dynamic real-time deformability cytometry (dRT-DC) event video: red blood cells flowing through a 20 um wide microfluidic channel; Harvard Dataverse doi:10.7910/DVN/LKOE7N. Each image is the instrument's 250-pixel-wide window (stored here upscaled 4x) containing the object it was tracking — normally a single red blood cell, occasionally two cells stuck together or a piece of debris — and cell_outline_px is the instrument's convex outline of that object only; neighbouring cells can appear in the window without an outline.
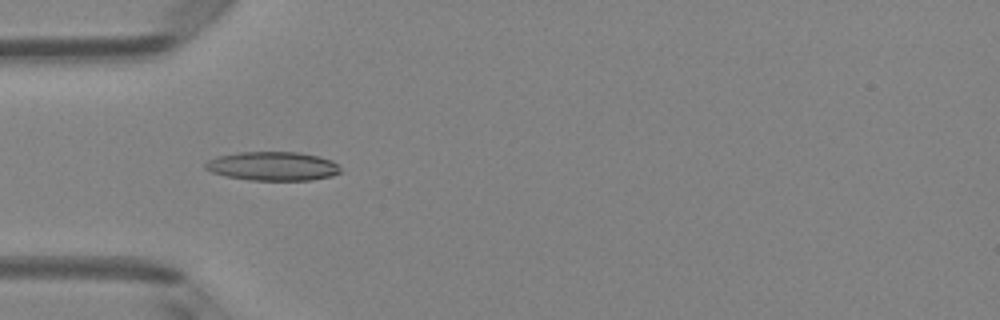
{"species": "Egyptian fruit bat (a non-hibernating species)", "species_latin": "Rousettus aegyptiacus", "temperature_condition": "room temperature", "stored_images_in_passage": 8, "camera_frame_rate_fps": 3000, "um_per_image_px": 0.085, "animal": {"sex": "female"}, "frame": {"image": 1, "passage_image": 5, "time_ms": 1.333, "image_size_px": [1000, 320], "cell_outline_px": [[340, 172], [332, 176], [312, 180], [252, 180], [224, 176], [212, 172], [204, 168], [204, 164], [208, 160], [216, 156], [236, 152], [300, 152], [320, 156], [332, 160], [340, 168]], "centroid_in_image_um": [23.17, 14.11], "position_along_channel_um": 61.8, "area_um2": 22.95}}
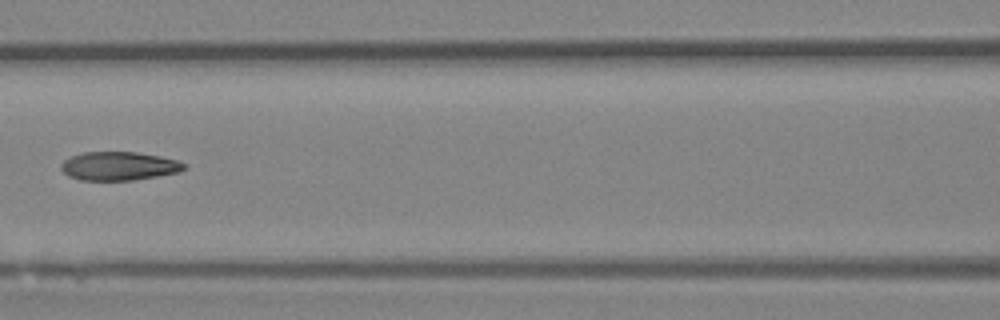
{"frame": {"image": 2, "passage_image": 7, "time_ms": 2.0, "image_size_px": [1000, 320], "cell_outline_px": [[184, 168], [180, 172], [132, 180], [80, 180], [68, 176], [60, 168], [60, 164], [64, 160], [72, 156], [84, 152], [136, 152], [160, 156], [176, 160], [184, 164]], "centroid_in_image_um": [10.07, 14.11], "position_along_channel_um": 156.5, "area_um2": 20.35}}
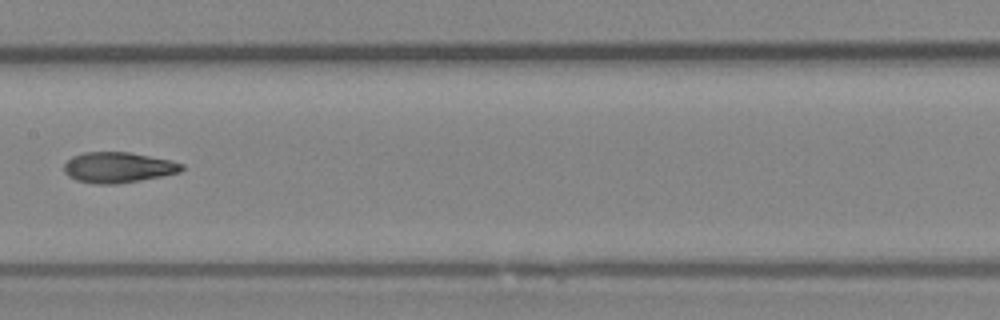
{"frame": {"image": 3, "passage_image": 8, "time_ms": 2.333, "image_size_px": [1000, 320], "cell_outline_px": [[184, 168], [180, 172], [140, 180], [116, 184], [96, 184], [76, 180], [68, 176], [64, 172], [64, 164], [72, 156], [84, 152], [128, 152], [172, 160], [184, 164]], "centroid_in_image_um": [10.03, 14.23], "position_along_channel_um": 197.4, "area_um2": 20.98}}